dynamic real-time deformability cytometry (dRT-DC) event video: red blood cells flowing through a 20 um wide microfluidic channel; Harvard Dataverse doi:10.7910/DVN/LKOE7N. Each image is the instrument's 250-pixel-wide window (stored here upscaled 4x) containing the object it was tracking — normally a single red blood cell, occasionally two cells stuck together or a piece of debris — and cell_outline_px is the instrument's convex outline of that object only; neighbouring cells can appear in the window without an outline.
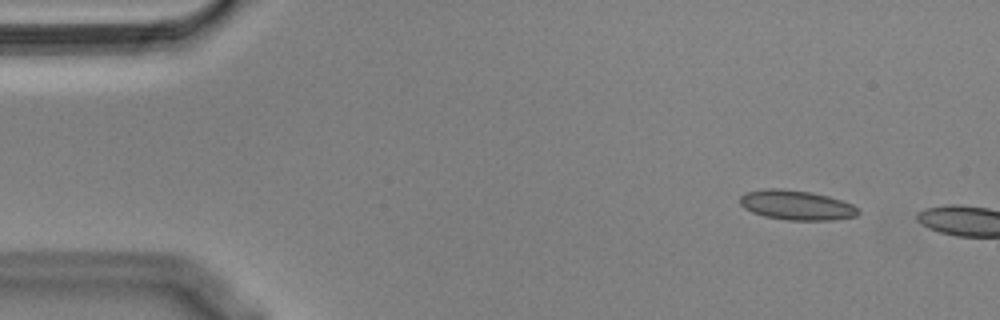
{"species": "Egyptian fruit bat (a non-hibernating species)", "species_latin": "Rousettus aegyptiacus", "temperature_condition": "cold", "stored_images_in_passage": 47, "camera_frame_rate_fps": 3000, "um_per_image_px": 0.085, "animal": {"sex": "male"}, "frame": {"image": 1, "passage_image": 4, "time_ms": 1.0, "image_size_px": [1000, 320], "cell_outline_px": [[860, 212], [856, 216], [832, 220], [784, 220], [764, 216], [752, 212], [744, 208], [740, 204], [740, 196], [744, 192], [764, 188], [780, 188], [808, 192], [828, 196], [852, 204]], "centroid_in_image_um": [67.65, 17.43], "position_along_channel_um": 17.4, "area_um2": 20.46}}
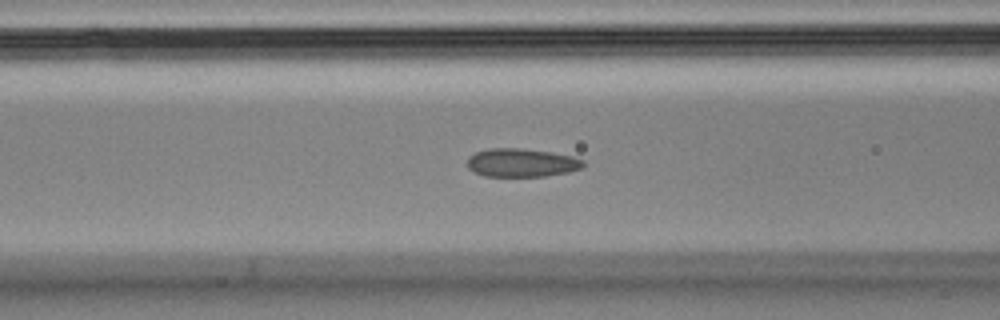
{"frame": {"image": 2, "passage_image": 20, "time_ms": 6.333, "image_size_px": [1000, 320], "cell_outline_px": [[584, 168], [568, 172], [544, 176], [484, 176], [468, 168], [468, 156], [476, 152], [488, 148], [520, 148], [552, 152], [572, 156], [584, 160]], "centroid_in_image_um": [44.35, 13.82], "position_along_channel_um": 122.2, "area_um2": 19.25}}
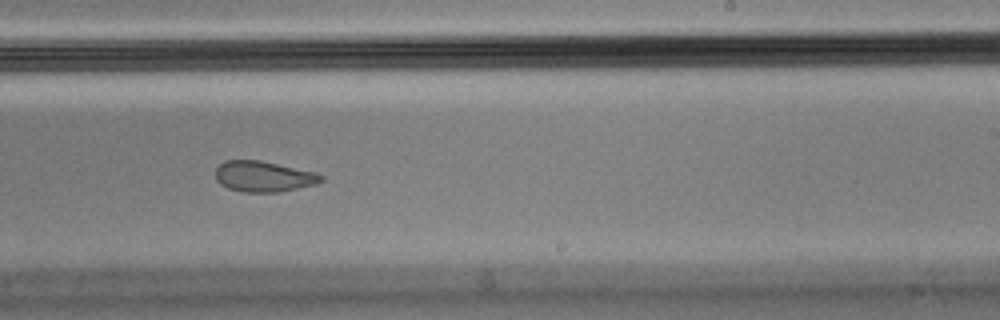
{"frame": {"image": 3, "passage_image": 32, "time_ms": 10.333, "image_size_px": [1000, 320], "cell_outline_px": [[324, 180], [316, 184], [280, 192], [244, 192], [228, 188], [220, 184], [216, 180], [216, 168], [224, 160], [260, 160], [316, 172], [324, 176]], "centroid_in_image_um": [22.41, 15.0], "position_along_channel_um": 266.6, "area_um2": 19.02}}